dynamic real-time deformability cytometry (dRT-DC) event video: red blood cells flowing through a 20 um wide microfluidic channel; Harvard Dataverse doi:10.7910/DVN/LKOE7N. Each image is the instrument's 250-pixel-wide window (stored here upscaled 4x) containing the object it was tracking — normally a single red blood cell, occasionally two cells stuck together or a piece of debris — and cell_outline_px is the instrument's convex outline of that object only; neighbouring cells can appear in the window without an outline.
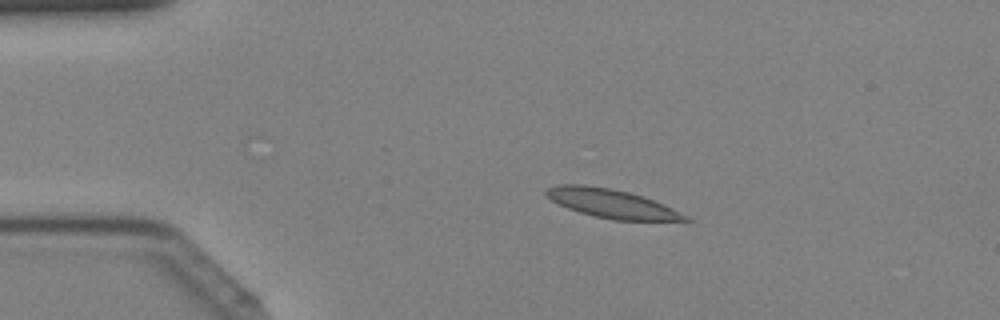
{"species": "Egyptian fruit bat (a non-hibernating species)", "species_latin": "Rousettus aegyptiacus", "temperature_condition": "cold", "stored_images_in_passage": 41, "camera_frame_rate_fps": 3000, "um_per_image_px": 0.085, "animal": {"sex": "female"}, "frame": {"image": 1, "passage_image": 8, "time_ms": 2.333, "image_size_px": [1000, 320], "cell_outline_px": [[692, 220], [612, 220], [580, 212], [568, 208], [544, 196], [544, 192], [548, 188], [560, 184], [584, 184], [612, 188], [628, 192], [664, 204], [688, 216]], "centroid_in_image_um": [51.95, 17.28], "position_along_channel_um": 33.1, "area_um2": 23.0}}
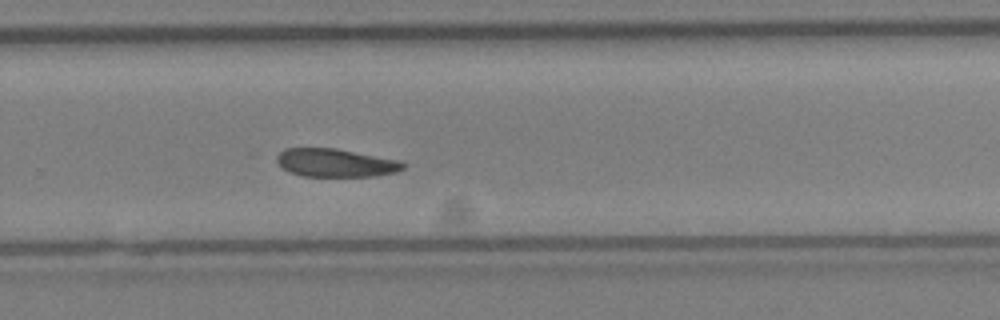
{"frame": {"image": 2, "passage_image": 28, "time_ms": 9.0, "image_size_px": [1000, 320], "cell_outline_px": [[404, 168], [396, 172], [376, 176], [304, 176], [288, 172], [276, 160], [276, 156], [284, 148], [336, 148], [400, 160], [404, 164]], "centroid_in_image_um": [28.53, 13.83], "position_along_channel_um": 301.3, "area_um2": 20.75}}
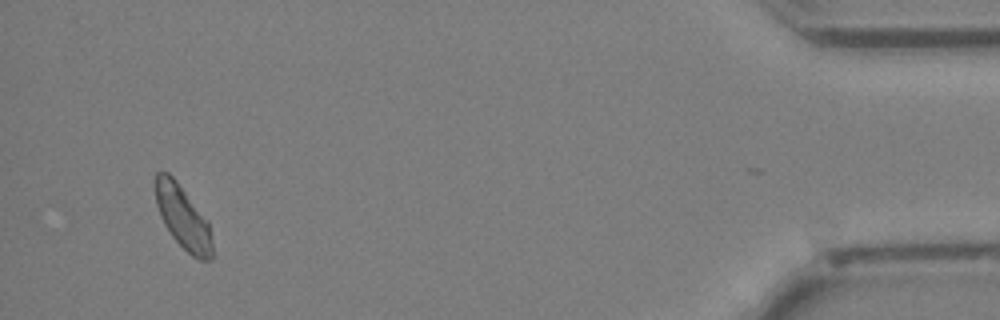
{"frame": {"image": 3, "passage_image": 40, "time_ms": 13.0, "image_size_px": [1000, 320], "cell_outline_px": [[212, 260], [200, 260], [192, 256], [172, 236], [164, 224], [160, 216], [156, 204], [152, 184], [156, 172], [168, 172], [176, 180], [208, 220], [212, 244]], "centroid_in_image_um": [15.5, 18.42], "position_along_channel_um": 419.7, "area_um2": 21.15}}